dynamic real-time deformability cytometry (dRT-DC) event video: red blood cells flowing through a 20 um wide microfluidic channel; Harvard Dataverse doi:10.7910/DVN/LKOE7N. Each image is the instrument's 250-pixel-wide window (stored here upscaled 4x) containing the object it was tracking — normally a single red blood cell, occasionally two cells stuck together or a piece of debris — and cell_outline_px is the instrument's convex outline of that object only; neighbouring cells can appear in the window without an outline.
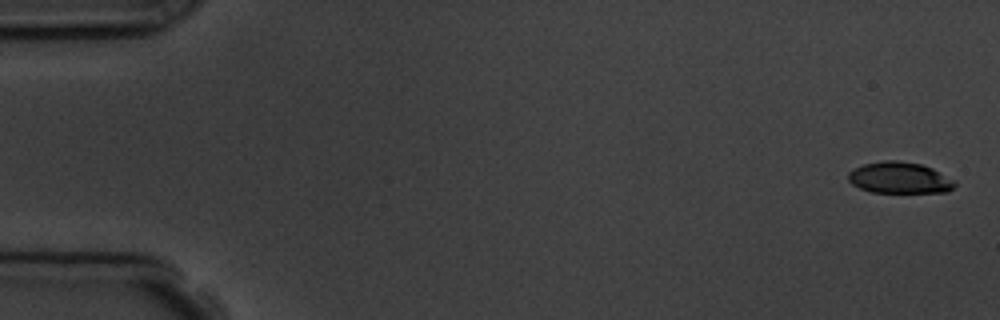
{"species": "common noctule bat (a hibernating species)", "species_latin": "Nyctalus noctula", "temperature_condition": "room temperature", "stored_images_in_passage": 5, "camera_frame_rate_fps": 3000, "um_per_image_px": 0.085, "animal": {"sex": "male", "body_mass_g": 19.5, "forearm_length_mm": 54.6}, "frame": {"image": 1, "passage_image": 1, "time_ms": 0.0, "image_size_px": [1000, 320], "cell_outline_px": [[956, 184], [948, 192], [872, 192], [860, 188], [852, 184], [848, 180], [848, 172], [864, 164], [884, 160], [896, 160], [920, 164], [932, 168], [956, 180]], "centroid_in_image_um": [76.48, 15.11], "position_along_channel_um": 8.5, "area_um2": 19.42}}
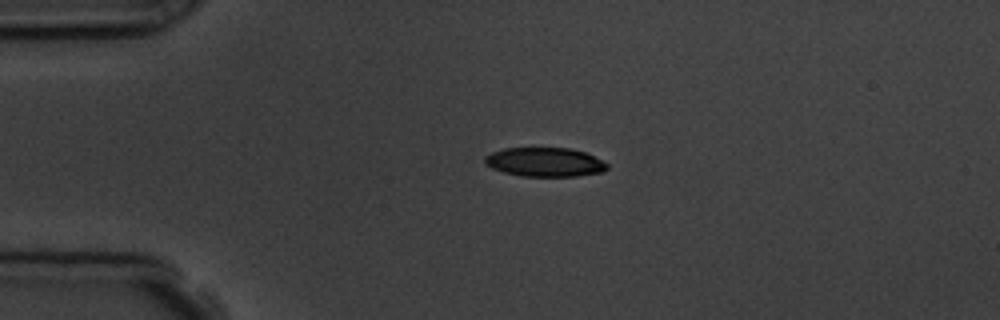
{"frame": {"image": 2, "passage_image": 4, "time_ms": 3.667, "image_size_px": [1000, 320], "cell_outline_px": [[608, 168], [604, 172], [576, 176], [520, 176], [504, 172], [492, 168], [484, 164], [484, 156], [492, 152], [504, 148], [572, 148], [584, 152], [608, 164]], "centroid_in_image_um": [46.29, 13.78], "position_along_channel_um": 38.7, "area_um2": 20.75}}